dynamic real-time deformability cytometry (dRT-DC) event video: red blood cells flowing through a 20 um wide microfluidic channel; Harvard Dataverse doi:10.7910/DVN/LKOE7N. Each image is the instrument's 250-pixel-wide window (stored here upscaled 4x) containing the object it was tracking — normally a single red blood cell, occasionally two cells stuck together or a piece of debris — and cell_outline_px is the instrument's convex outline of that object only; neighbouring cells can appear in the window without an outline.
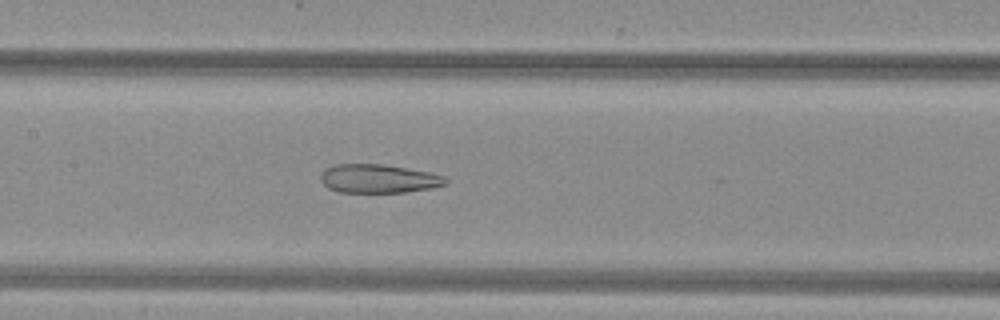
{"species": "common noctule bat (a hibernating species)", "species_latin": "Nyctalus noctula", "temperature_condition": "warm", "stored_images_in_passage": 51, "camera_frame_rate_fps": 3000, "um_per_image_px": 0.085, "animal": {"sex": "female", "body_mass_g": 29.2, "forearm_length_mm": 56.3}, "frame": {"image": 1, "passage_image": 25, "time_ms": 8.0, "image_size_px": [1000, 320], "cell_outline_px": [[448, 184], [432, 188], [404, 192], [336, 192], [328, 188], [320, 180], [320, 176], [324, 168], [336, 164], [384, 164], [428, 172], [444, 176], [448, 180]], "centroid_in_image_um": [32.15, 15.18], "position_along_channel_um": 175.2, "area_um2": 20.98}}
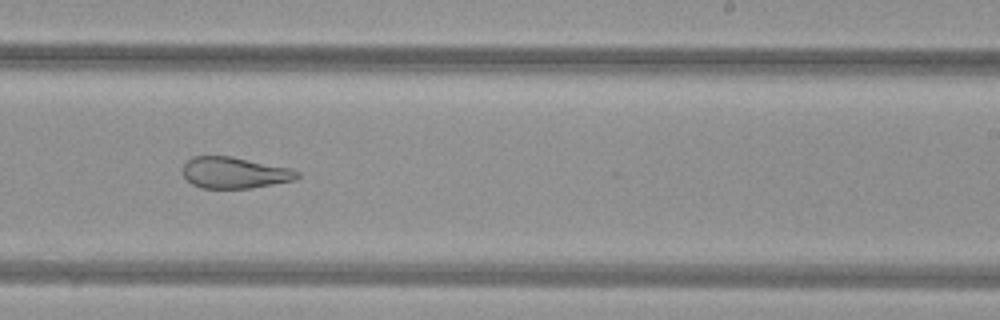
{"frame": {"image": 2, "passage_image": 32, "time_ms": 10.333, "image_size_px": [1000, 320], "cell_outline_px": [[300, 176], [296, 180], [252, 188], [200, 188], [192, 184], [184, 176], [184, 164], [192, 156], [232, 156], [288, 168], [300, 172]], "centroid_in_image_um": [19.95, 14.68], "position_along_channel_um": 269.1, "area_um2": 20.81}}
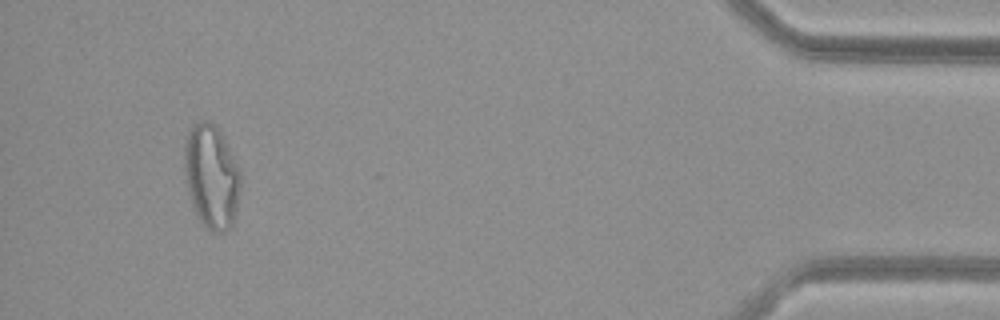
{"frame": {"image": 3, "passage_image": 48, "time_ms": 15.667, "image_size_px": [1000, 320], "cell_outline_px": [[240, 184], [236, 212], [232, 224], [224, 232], [212, 232], [196, 216], [188, 192], [184, 172], [184, 144], [188, 128], [192, 124], [200, 120], [208, 120], [220, 132], [240, 172]], "centroid_in_image_um": [17.93, 14.99], "position_along_channel_um": 417.3, "area_um2": 33.81}, "authors_computed_cell_mechanics": {"area_um2": 27.8596, "velocity_mm_per_s": 4.0472, "shape_relaxation_time_tau1_ms": null, "shape_relaxation_time_tau2_ms": 2.0209, "deformation_change_tau1": null, "deformation_change_tau2": 0.1129}}